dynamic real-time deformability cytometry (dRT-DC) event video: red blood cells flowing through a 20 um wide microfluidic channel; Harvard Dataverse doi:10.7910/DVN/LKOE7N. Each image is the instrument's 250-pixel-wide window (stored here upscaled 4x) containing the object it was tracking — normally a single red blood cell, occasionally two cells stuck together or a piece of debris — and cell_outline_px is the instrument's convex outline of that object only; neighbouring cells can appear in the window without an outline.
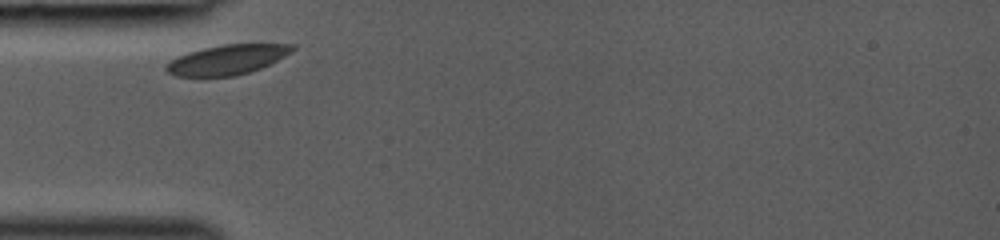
{"species": "common noctule bat (a hibernating species)", "species_latin": "Nyctalus noctula", "temperature_condition": "room temperature", "stored_images_in_passage": 26, "camera_frame_rate_fps": 3000, "um_per_image_px": 0.085, "animal": {"sex": "female", "body_mass_g": 19.0, "forearm_length_mm": 53.3}, "frame": {"image": 1, "passage_image": 1, "time_ms": 0.0, "image_size_px": [1000, 240], "cell_outline_px": [[296, 48], [292, 52], [260, 68], [236, 76], [176, 76], [168, 72], [164, 68], [172, 60], [188, 52], [204, 48], [224, 44], [296, 44]], "centroid_in_image_um": [19.34, 5.06], "position_along_channel_um": 65.7, "area_um2": 21.56}}
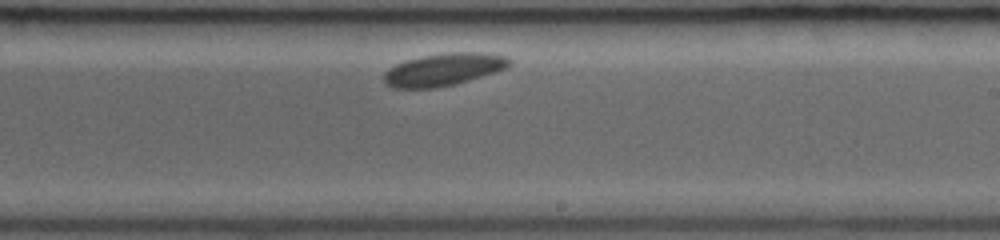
{"frame": {"image": 2, "passage_image": 15, "time_ms": 4.667, "image_size_px": [1000, 240], "cell_outline_px": [[512, 64], [508, 68], [496, 72], [456, 84], [436, 88], [392, 88], [384, 84], [384, 72], [388, 68], [396, 64], [420, 56], [444, 52], [480, 52], [508, 56], [512, 60]], "centroid_in_image_um": [37.73, 5.9], "position_along_channel_um": 251.3, "area_um2": 24.16}}
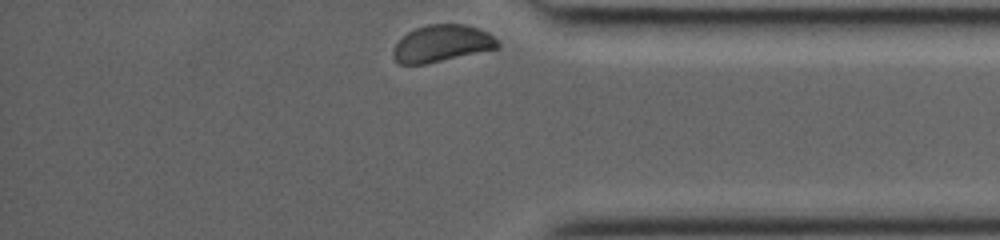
{"frame": {"image": 3, "passage_image": 26, "time_ms": 8.333, "image_size_px": [1000, 240], "cell_outline_px": [[500, 48], [424, 64], [400, 64], [392, 56], [392, 48], [408, 32], [416, 28], [428, 24], [464, 24], [488, 32], [500, 40]], "centroid_in_image_um": [37.59, 3.69], "position_along_channel_um": 397.6, "area_um2": 22.48}}